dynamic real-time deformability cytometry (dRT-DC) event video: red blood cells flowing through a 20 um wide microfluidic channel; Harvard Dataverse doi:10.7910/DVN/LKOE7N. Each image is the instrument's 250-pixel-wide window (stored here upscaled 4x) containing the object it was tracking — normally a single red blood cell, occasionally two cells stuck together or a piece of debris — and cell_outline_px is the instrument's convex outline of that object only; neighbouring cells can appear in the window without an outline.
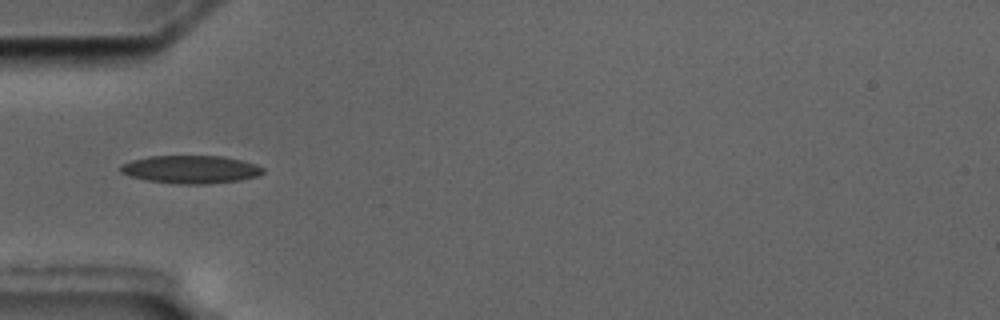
{"species": "common noctule bat (a hibernating species)", "species_latin": "Nyctalus noctula", "temperature_condition": "cold", "stored_images_in_passage": 10, "camera_frame_rate_fps": 3000, "um_per_image_px": 0.085, "animal": {"sex": "male", "body_mass_g": 17.5, "forearm_length_mm": 52.3}, "frame": {"image": 1, "passage_image": 6, "time_ms": 5.667, "image_size_px": [1000, 320], "cell_outline_px": [[264, 172], [256, 176], [240, 180], [208, 184], [176, 184], [148, 180], [128, 176], [120, 172], [120, 164], [132, 160], [148, 156], [224, 156], [256, 164], [264, 168]], "centroid_in_image_um": [16.19, 14.4], "position_along_channel_um": 68.8, "area_um2": 23.29}}
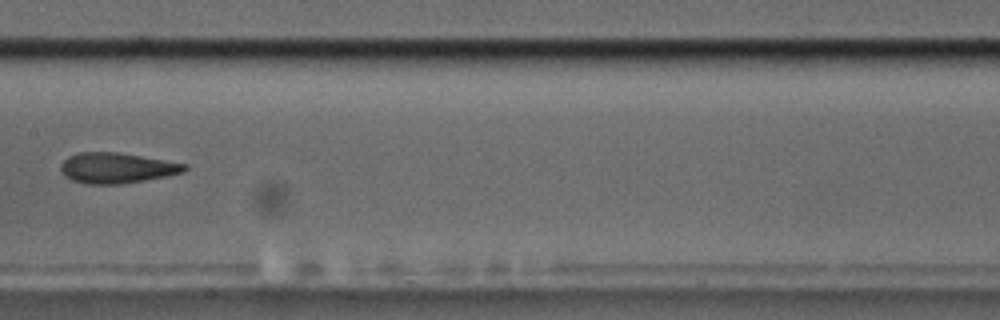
{"frame": {"image": 2, "passage_image": 9, "time_ms": 9.333, "image_size_px": [1000, 320], "cell_outline_px": [[188, 168], [184, 172], [168, 176], [120, 184], [84, 184], [72, 180], [64, 176], [60, 172], [60, 164], [68, 156], [76, 152], [116, 152], [188, 164]], "centroid_in_image_um": [9.89, 14.28], "position_along_channel_um": 197.5, "area_um2": 22.14}}
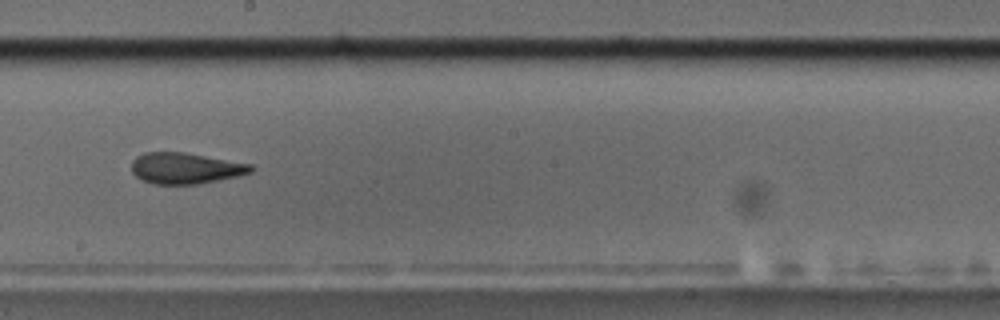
{"frame": {"image": 3, "passage_image": 10, "time_ms": 10.333, "image_size_px": [1000, 320], "cell_outline_px": [[256, 168], [252, 172], [240, 176], [196, 184], [152, 184], [136, 176], [132, 172], [132, 160], [136, 156], [144, 152], [184, 152], [252, 164]], "centroid_in_image_um": [15.79, 14.29], "position_along_channel_um": 232.4, "area_um2": 21.73}}